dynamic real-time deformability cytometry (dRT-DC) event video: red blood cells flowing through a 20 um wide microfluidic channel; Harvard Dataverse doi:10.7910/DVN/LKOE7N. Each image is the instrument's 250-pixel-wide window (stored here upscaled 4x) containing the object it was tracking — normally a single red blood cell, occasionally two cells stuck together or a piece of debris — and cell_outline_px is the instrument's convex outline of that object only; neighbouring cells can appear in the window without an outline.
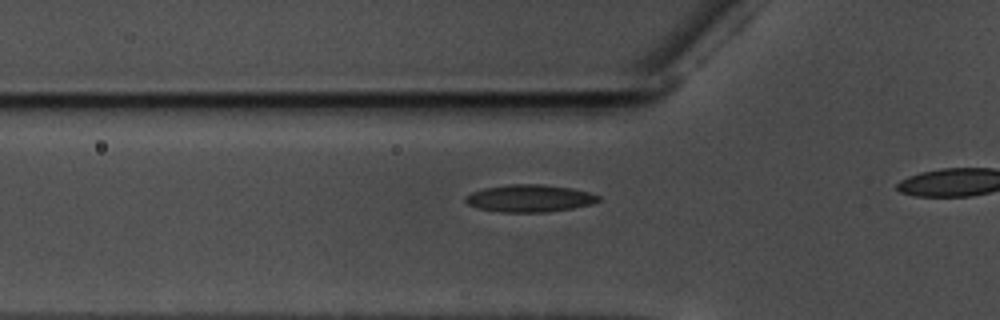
{"species": "common noctule bat (a hibernating species)", "species_latin": "Nyctalus noctula", "temperature_condition": "warm", "stored_images_in_passage": 16, "camera_frame_rate_fps": 3000, "um_per_image_px": 0.085, "animal": {"sex": "male", "body_mass_g": 17.5, "forearm_length_mm": 52.3}, "frame": {"image": 1, "passage_image": 10, "time_ms": 3.0, "image_size_px": [1000, 320], "cell_outline_px": [[600, 200], [592, 204], [572, 208], [548, 212], [500, 212], [476, 208], [468, 204], [464, 200], [464, 196], [472, 192], [484, 188], [508, 184], [544, 184], [572, 188], [588, 192], [600, 196]], "centroid_in_image_um": [44.99, 16.85], "position_along_channel_um": 80.8, "area_um2": 21.33}}
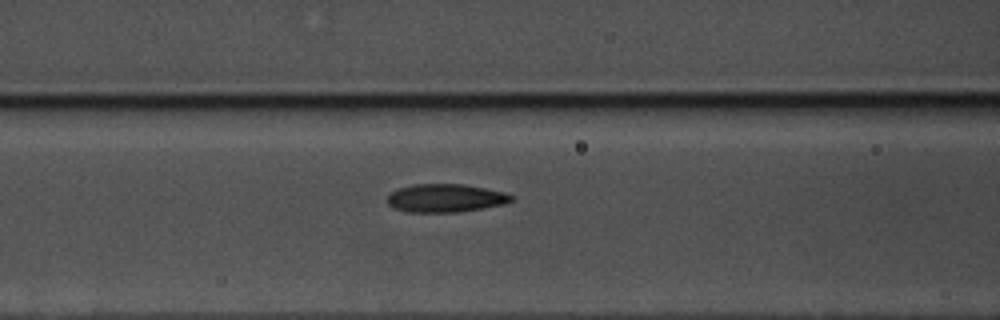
{"frame": {"image": 2, "passage_image": 14, "time_ms": 4.333, "image_size_px": [1000, 320], "cell_outline_px": [[516, 200], [504, 204], [484, 208], [456, 212], [408, 212], [396, 208], [388, 204], [388, 196], [392, 192], [400, 188], [412, 184], [464, 184], [504, 192], [516, 196]], "centroid_in_image_um": [37.93, 16.83], "position_along_channel_um": 128.7, "area_um2": 20.4}}